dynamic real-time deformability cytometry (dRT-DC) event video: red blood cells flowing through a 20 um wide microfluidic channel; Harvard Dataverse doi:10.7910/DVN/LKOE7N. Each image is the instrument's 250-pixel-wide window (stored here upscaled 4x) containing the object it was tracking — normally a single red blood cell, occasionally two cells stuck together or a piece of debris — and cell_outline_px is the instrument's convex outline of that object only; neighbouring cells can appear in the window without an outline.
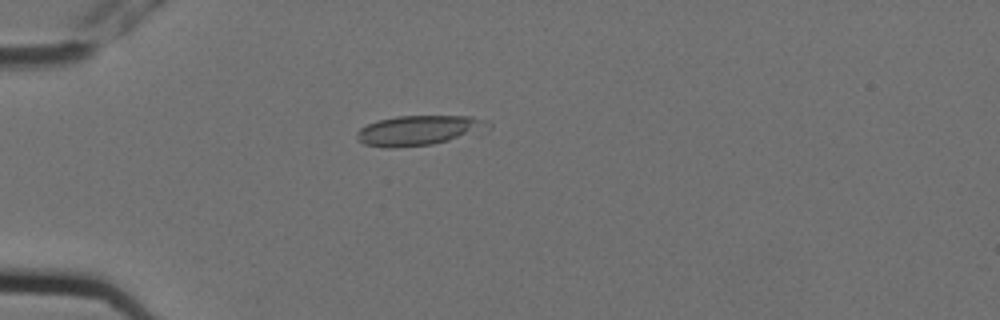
{"species": "Egyptian fruit bat (a non-hibernating species)", "species_latin": "Rousettus aegyptiacus", "temperature_condition": "cold", "stored_images_in_passage": 7, "camera_frame_rate_fps": 3000, "um_per_image_px": 0.085, "animal": {"sex": "female"}, "frame": {"image": 1, "passage_image": 5, "time_ms": 1.333, "image_size_px": [1000, 320], "cell_outline_px": [[492, 128], [448, 140], [432, 144], [396, 148], [388, 148], [364, 144], [356, 140], [356, 132], [360, 128], [376, 120], [396, 116], [472, 116], [488, 120], [492, 124]], "centroid_in_image_um": [35.59, 11.07], "position_along_channel_um": 49.4, "area_um2": 23.06}}